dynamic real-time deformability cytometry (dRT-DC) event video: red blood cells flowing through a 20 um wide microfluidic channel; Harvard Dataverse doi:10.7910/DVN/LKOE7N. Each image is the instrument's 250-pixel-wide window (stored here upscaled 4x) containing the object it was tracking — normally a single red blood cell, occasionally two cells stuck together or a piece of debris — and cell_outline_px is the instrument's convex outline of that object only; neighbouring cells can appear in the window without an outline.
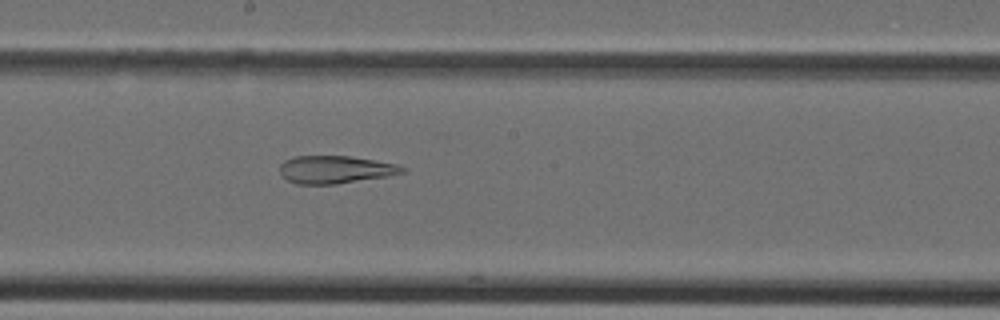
{"species": "Egyptian fruit bat (a non-hibernating species)", "species_latin": "Rousettus aegyptiacus", "temperature_condition": "cold", "stored_images_in_passage": 30, "camera_frame_rate_fps": 3000, "um_per_image_px": 0.085, "animal": {"sex": "female"}, "frame": {"image": 1, "passage_image": 13, "time_ms": 4.0, "image_size_px": [1000, 320], "cell_outline_px": [[408, 168], [404, 172], [388, 176], [336, 184], [296, 184], [280, 176], [280, 164], [284, 160], [296, 156], [348, 156], [396, 164]], "centroid_in_image_um": [28.47, 14.42], "position_along_channel_um": 219.7, "area_um2": 19.77}}